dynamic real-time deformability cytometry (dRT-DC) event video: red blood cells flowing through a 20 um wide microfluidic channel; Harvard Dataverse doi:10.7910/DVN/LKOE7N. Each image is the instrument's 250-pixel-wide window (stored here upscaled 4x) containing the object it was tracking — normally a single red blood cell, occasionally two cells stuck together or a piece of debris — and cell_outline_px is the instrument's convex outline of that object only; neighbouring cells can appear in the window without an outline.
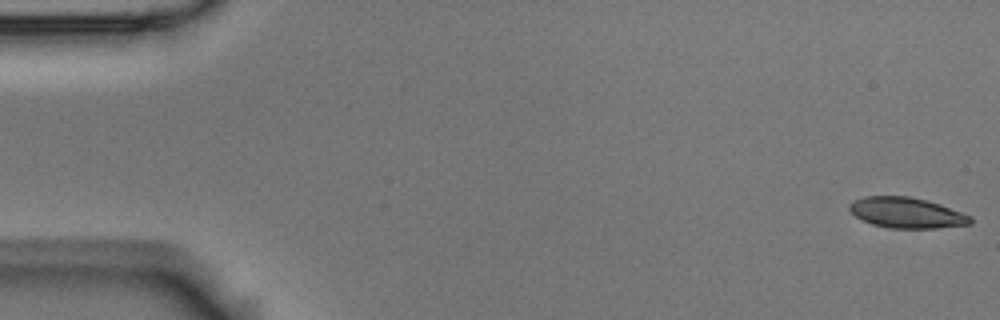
{"species": "Egyptian fruit bat (a non-hibernating species)", "species_latin": "Rousettus aegyptiacus", "temperature_condition": "room temperature", "stored_images_in_passage": 6, "camera_frame_rate_fps": 3000, "um_per_image_px": 0.085, "animal": {"sex": "male"}, "frame": {"image": 1, "passage_image": 1, "time_ms": 0.0, "image_size_px": [1000, 320], "cell_outline_px": [[972, 224], [936, 228], [888, 228], [872, 224], [860, 220], [848, 208], [848, 204], [852, 200], [864, 196], [908, 196], [928, 200], [940, 204], [972, 216]], "centroid_in_image_um": [77.04, 18.08], "position_along_channel_um": 8.0, "area_um2": 21.79}}